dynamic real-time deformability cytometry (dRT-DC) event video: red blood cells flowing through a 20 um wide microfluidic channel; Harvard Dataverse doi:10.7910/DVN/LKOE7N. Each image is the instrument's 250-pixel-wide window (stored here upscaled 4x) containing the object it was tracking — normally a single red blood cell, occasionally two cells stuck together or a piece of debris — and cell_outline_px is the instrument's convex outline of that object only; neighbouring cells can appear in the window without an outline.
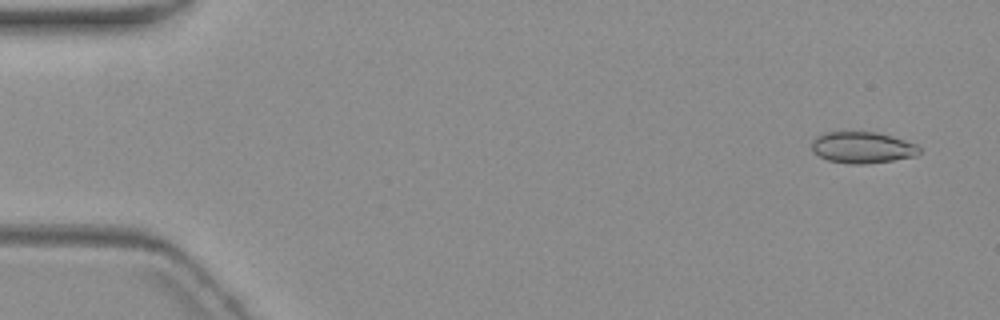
{"species": "common noctule bat (a hibernating species)", "species_latin": "Nyctalus noctula", "temperature_condition": "warm", "stored_images_in_passage": 10, "camera_frame_rate_fps": 3000, "um_per_image_px": 0.085, "animal": {"sex": "female", "body_mass_g": 19.3, "forearm_length_mm": 54.1}, "frame": {"image": 1, "passage_image": 1, "time_ms": 0.0, "image_size_px": [1000, 320], "cell_outline_px": [[920, 152], [916, 156], [892, 160], [864, 164], [848, 164], [828, 160], [812, 152], [812, 140], [816, 136], [828, 132], [876, 132], [892, 136], [916, 144], [920, 148]], "centroid_in_image_um": [73.29, 12.54], "position_along_channel_um": 11.7, "area_um2": 19.65}}
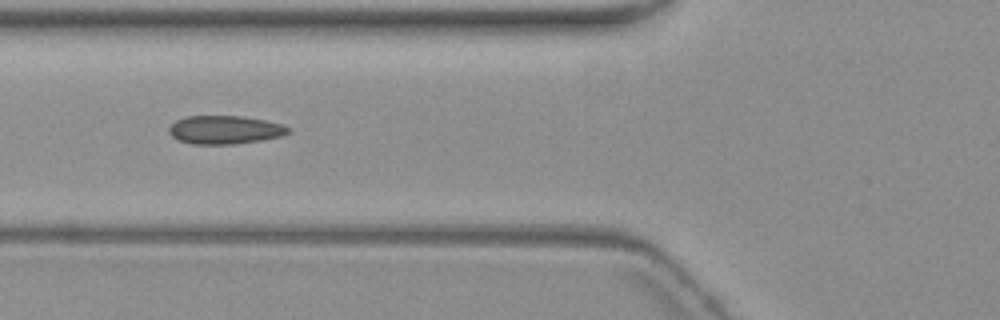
{"frame": {"image": 2, "passage_image": 6, "time_ms": 6.333, "image_size_px": [1000, 320], "cell_outline_px": [[292, 132], [280, 136], [260, 140], [236, 144], [192, 144], [176, 140], [168, 132], [168, 128], [176, 120], [184, 116], [244, 116], [264, 120], [280, 124], [292, 128]], "centroid_in_image_um": [19.09, 11.03], "position_along_channel_um": 106.7, "area_um2": 19.88}}
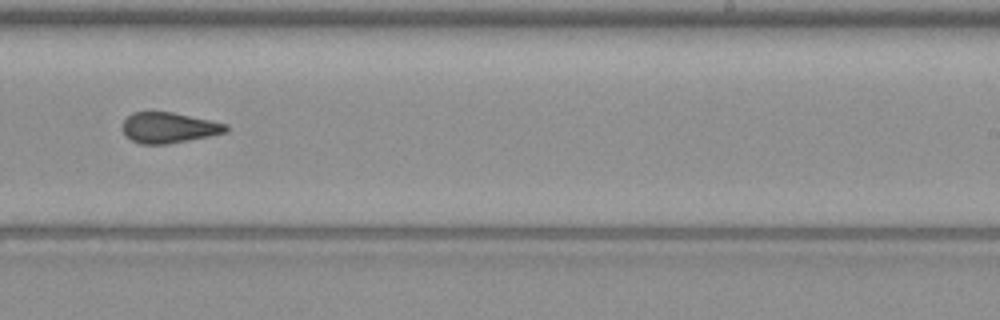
{"frame": {"image": 3, "passage_image": 10, "time_ms": 11.0, "image_size_px": [1000, 320], "cell_outline_px": [[228, 132], [168, 144], [140, 144], [124, 136], [120, 128], [124, 120], [132, 112], [172, 112], [228, 124]], "centroid_in_image_um": [14.3, 10.86], "position_along_channel_um": 274.7, "area_um2": 18.55}}